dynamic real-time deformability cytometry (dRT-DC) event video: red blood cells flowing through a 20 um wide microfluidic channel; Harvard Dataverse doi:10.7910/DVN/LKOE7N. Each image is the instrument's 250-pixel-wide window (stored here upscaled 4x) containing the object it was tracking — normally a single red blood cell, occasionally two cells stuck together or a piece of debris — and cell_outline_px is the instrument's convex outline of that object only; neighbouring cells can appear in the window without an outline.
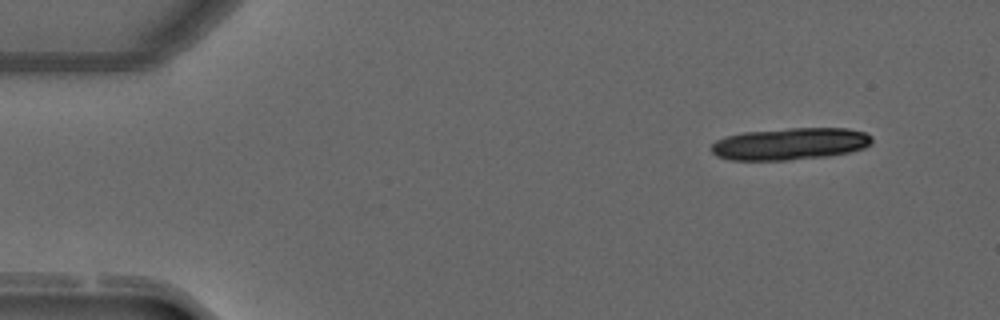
{"species": "common noctule bat (a hibernating species)", "species_latin": "Nyctalus noctula", "temperature_condition": "warm", "stored_images_in_passage": 8, "camera_frame_rate_fps": 3000, "um_per_image_px": 0.085, "animal": {"sex": "male", "forearm_length_mm": 52.5}, "frame": {"image": 1, "passage_image": 1, "time_ms": 0.0, "image_size_px": [1000, 320], "cell_outline_px": [[872, 144], [864, 148], [852, 152], [828, 156], [788, 160], [732, 160], [716, 156], [712, 152], [712, 144], [716, 140], [724, 136], [744, 132], [788, 128], [848, 128], [864, 132], [872, 136]], "centroid_in_image_um": [67.18, 12.22], "position_along_channel_um": 17.8, "area_um2": 30.23}}